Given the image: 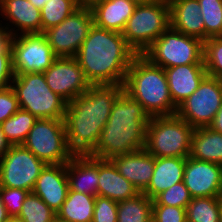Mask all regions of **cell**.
<instances>
[{"label":"cell","instance_id":"60d3db41","mask_svg":"<svg viewBox=\"0 0 222 222\" xmlns=\"http://www.w3.org/2000/svg\"><path fill=\"white\" fill-rule=\"evenodd\" d=\"M209 127L222 134V105L218 110L217 114L215 115L212 124Z\"/></svg>","mask_w":222,"mask_h":222},{"label":"cell","instance_id":"7402d4cb","mask_svg":"<svg viewBox=\"0 0 222 222\" xmlns=\"http://www.w3.org/2000/svg\"><path fill=\"white\" fill-rule=\"evenodd\" d=\"M171 27L205 41V25L198 0H169Z\"/></svg>","mask_w":222,"mask_h":222},{"label":"cell","instance_id":"e575fe53","mask_svg":"<svg viewBox=\"0 0 222 222\" xmlns=\"http://www.w3.org/2000/svg\"><path fill=\"white\" fill-rule=\"evenodd\" d=\"M29 193V191L20 188L1 187L2 201L10 217H18Z\"/></svg>","mask_w":222,"mask_h":222},{"label":"cell","instance_id":"83f0119b","mask_svg":"<svg viewBox=\"0 0 222 222\" xmlns=\"http://www.w3.org/2000/svg\"><path fill=\"white\" fill-rule=\"evenodd\" d=\"M222 196L192 198L186 208L187 222H220Z\"/></svg>","mask_w":222,"mask_h":222},{"label":"cell","instance_id":"c3c4849f","mask_svg":"<svg viewBox=\"0 0 222 222\" xmlns=\"http://www.w3.org/2000/svg\"><path fill=\"white\" fill-rule=\"evenodd\" d=\"M220 222H222V203H221Z\"/></svg>","mask_w":222,"mask_h":222},{"label":"cell","instance_id":"44dd1931","mask_svg":"<svg viewBox=\"0 0 222 222\" xmlns=\"http://www.w3.org/2000/svg\"><path fill=\"white\" fill-rule=\"evenodd\" d=\"M69 189L97 196L99 158L89 155H74L66 163Z\"/></svg>","mask_w":222,"mask_h":222},{"label":"cell","instance_id":"f6af8a7d","mask_svg":"<svg viewBox=\"0 0 222 222\" xmlns=\"http://www.w3.org/2000/svg\"><path fill=\"white\" fill-rule=\"evenodd\" d=\"M131 2H133L136 5H143V4H149V3H153L159 0H130Z\"/></svg>","mask_w":222,"mask_h":222},{"label":"cell","instance_id":"5bb4252c","mask_svg":"<svg viewBox=\"0 0 222 222\" xmlns=\"http://www.w3.org/2000/svg\"><path fill=\"white\" fill-rule=\"evenodd\" d=\"M43 74L50 89L67 103L91 86L74 57H58Z\"/></svg>","mask_w":222,"mask_h":222},{"label":"cell","instance_id":"d4e9b609","mask_svg":"<svg viewBox=\"0 0 222 222\" xmlns=\"http://www.w3.org/2000/svg\"><path fill=\"white\" fill-rule=\"evenodd\" d=\"M189 157L222 165V134L210 127L195 128Z\"/></svg>","mask_w":222,"mask_h":222},{"label":"cell","instance_id":"b9f144b4","mask_svg":"<svg viewBox=\"0 0 222 222\" xmlns=\"http://www.w3.org/2000/svg\"><path fill=\"white\" fill-rule=\"evenodd\" d=\"M10 147L11 145L4 136V133L0 125V160L3 157V155L9 150Z\"/></svg>","mask_w":222,"mask_h":222},{"label":"cell","instance_id":"ba28073f","mask_svg":"<svg viewBox=\"0 0 222 222\" xmlns=\"http://www.w3.org/2000/svg\"><path fill=\"white\" fill-rule=\"evenodd\" d=\"M204 42L171 26L142 54L163 69L179 65L204 64Z\"/></svg>","mask_w":222,"mask_h":222},{"label":"cell","instance_id":"f1b7e54d","mask_svg":"<svg viewBox=\"0 0 222 222\" xmlns=\"http://www.w3.org/2000/svg\"><path fill=\"white\" fill-rule=\"evenodd\" d=\"M37 119L30 112L19 109L0 125L10 145L16 146L23 144Z\"/></svg>","mask_w":222,"mask_h":222},{"label":"cell","instance_id":"9c48e42d","mask_svg":"<svg viewBox=\"0 0 222 222\" xmlns=\"http://www.w3.org/2000/svg\"><path fill=\"white\" fill-rule=\"evenodd\" d=\"M22 146L46 164H66L74 156L63 119H37Z\"/></svg>","mask_w":222,"mask_h":222},{"label":"cell","instance_id":"277c9868","mask_svg":"<svg viewBox=\"0 0 222 222\" xmlns=\"http://www.w3.org/2000/svg\"><path fill=\"white\" fill-rule=\"evenodd\" d=\"M123 89L143 106L150 117L176 114L177 106L170 96L165 70L153 65L143 55L133 59Z\"/></svg>","mask_w":222,"mask_h":222},{"label":"cell","instance_id":"ac0fdd59","mask_svg":"<svg viewBox=\"0 0 222 222\" xmlns=\"http://www.w3.org/2000/svg\"><path fill=\"white\" fill-rule=\"evenodd\" d=\"M118 172L131 182L139 192H143L152 179L155 157L144 148L110 159Z\"/></svg>","mask_w":222,"mask_h":222},{"label":"cell","instance_id":"bcb514c9","mask_svg":"<svg viewBox=\"0 0 222 222\" xmlns=\"http://www.w3.org/2000/svg\"><path fill=\"white\" fill-rule=\"evenodd\" d=\"M81 6H90L93 2L97 0H76Z\"/></svg>","mask_w":222,"mask_h":222},{"label":"cell","instance_id":"2e32d148","mask_svg":"<svg viewBox=\"0 0 222 222\" xmlns=\"http://www.w3.org/2000/svg\"><path fill=\"white\" fill-rule=\"evenodd\" d=\"M0 19L13 36L41 33V10L29 0H0Z\"/></svg>","mask_w":222,"mask_h":222},{"label":"cell","instance_id":"7a4b0ae2","mask_svg":"<svg viewBox=\"0 0 222 222\" xmlns=\"http://www.w3.org/2000/svg\"><path fill=\"white\" fill-rule=\"evenodd\" d=\"M136 56L122 33L93 25L74 58L91 85H123Z\"/></svg>","mask_w":222,"mask_h":222},{"label":"cell","instance_id":"cb8c5ba5","mask_svg":"<svg viewBox=\"0 0 222 222\" xmlns=\"http://www.w3.org/2000/svg\"><path fill=\"white\" fill-rule=\"evenodd\" d=\"M185 164L186 158L155 157L152 179L143 193L153 200L162 191L182 182Z\"/></svg>","mask_w":222,"mask_h":222},{"label":"cell","instance_id":"7c38bea8","mask_svg":"<svg viewBox=\"0 0 222 222\" xmlns=\"http://www.w3.org/2000/svg\"><path fill=\"white\" fill-rule=\"evenodd\" d=\"M11 50L14 75L44 73L58 58L43 33L13 36Z\"/></svg>","mask_w":222,"mask_h":222},{"label":"cell","instance_id":"f35d334b","mask_svg":"<svg viewBox=\"0 0 222 222\" xmlns=\"http://www.w3.org/2000/svg\"><path fill=\"white\" fill-rule=\"evenodd\" d=\"M13 78L12 53H0V90L10 87Z\"/></svg>","mask_w":222,"mask_h":222},{"label":"cell","instance_id":"30bf717a","mask_svg":"<svg viewBox=\"0 0 222 222\" xmlns=\"http://www.w3.org/2000/svg\"><path fill=\"white\" fill-rule=\"evenodd\" d=\"M222 105V80L206 75L198 88L177 107L176 115L194 129L209 127Z\"/></svg>","mask_w":222,"mask_h":222},{"label":"cell","instance_id":"8d00e7d4","mask_svg":"<svg viewBox=\"0 0 222 222\" xmlns=\"http://www.w3.org/2000/svg\"><path fill=\"white\" fill-rule=\"evenodd\" d=\"M152 222H187L186 208L153 205Z\"/></svg>","mask_w":222,"mask_h":222},{"label":"cell","instance_id":"ab89813d","mask_svg":"<svg viewBox=\"0 0 222 222\" xmlns=\"http://www.w3.org/2000/svg\"><path fill=\"white\" fill-rule=\"evenodd\" d=\"M12 37L11 32L0 23V53H12Z\"/></svg>","mask_w":222,"mask_h":222},{"label":"cell","instance_id":"603a6c76","mask_svg":"<svg viewBox=\"0 0 222 222\" xmlns=\"http://www.w3.org/2000/svg\"><path fill=\"white\" fill-rule=\"evenodd\" d=\"M140 192L122 176L110 159H99L97 195L118 202L135 197Z\"/></svg>","mask_w":222,"mask_h":222},{"label":"cell","instance_id":"6da1fadb","mask_svg":"<svg viewBox=\"0 0 222 222\" xmlns=\"http://www.w3.org/2000/svg\"><path fill=\"white\" fill-rule=\"evenodd\" d=\"M124 91L123 85H91L67 103L64 124L69 150L74 155H89L96 147L113 104Z\"/></svg>","mask_w":222,"mask_h":222},{"label":"cell","instance_id":"d6a6232c","mask_svg":"<svg viewBox=\"0 0 222 222\" xmlns=\"http://www.w3.org/2000/svg\"><path fill=\"white\" fill-rule=\"evenodd\" d=\"M203 61L207 75L222 80V37L204 41Z\"/></svg>","mask_w":222,"mask_h":222},{"label":"cell","instance_id":"4dcf8cb0","mask_svg":"<svg viewBox=\"0 0 222 222\" xmlns=\"http://www.w3.org/2000/svg\"><path fill=\"white\" fill-rule=\"evenodd\" d=\"M18 218L23 222H57L56 212L32 192L25 198Z\"/></svg>","mask_w":222,"mask_h":222},{"label":"cell","instance_id":"8992f818","mask_svg":"<svg viewBox=\"0 0 222 222\" xmlns=\"http://www.w3.org/2000/svg\"><path fill=\"white\" fill-rule=\"evenodd\" d=\"M11 87L20 109L38 119H64L67 102L50 89L43 73L16 74Z\"/></svg>","mask_w":222,"mask_h":222},{"label":"cell","instance_id":"9a60e30c","mask_svg":"<svg viewBox=\"0 0 222 222\" xmlns=\"http://www.w3.org/2000/svg\"><path fill=\"white\" fill-rule=\"evenodd\" d=\"M183 182L192 198L222 196V165L187 157Z\"/></svg>","mask_w":222,"mask_h":222},{"label":"cell","instance_id":"e0dca14e","mask_svg":"<svg viewBox=\"0 0 222 222\" xmlns=\"http://www.w3.org/2000/svg\"><path fill=\"white\" fill-rule=\"evenodd\" d=\"M68 190L66 164H47L37 178L32 193L57 213L66 200Z\"/></svg>","mask_w":222,"mask_h":222},{"label":"cell","instance_id":"7bdbcfd3","mask_svg":"<svg viewBox=\"0 0 222 222\" xmlns=\"http://www.w3.org/2000/svg\"><path fill=\"white\" fill-rule=\"evenodd\" d=\"M10 216L8 215L7 209L4 206L1 196V187H0V222H6Z\"/></svg>","mask_w":222,"mask_h":222},{"label":"cell","instance_id":"4316f807","mask_svg":"<svg viewBox=\"0 0 222 222\" xmlns=\"http://www.w3.org/2000/svg\"><path fill=\"white\" fill-rule=\"evenodd\" d=\"M153 200L140 192L135 197L118 202L117 222H152Z\"/></svg>","mask_w":222,"mask_h":222},{"label":"cell","instance_id":"d590c367","mask_svg":"<svg viewBox=\"0 0 222 222\" xmlns=\"http://www.w3.org/2000/svg\"><path fill=\"white\" fill-rule=\"evenodd\" d=\"M117 208L116 201L97 195L92 222H117Z\"/></svg>","mask_w":222,"mask_h":222},{"label":"cell","instance_id":"74e56055","mask_svg":"<svg viewBox=\"0 0 222 222\" xmlns=\"http://www.w3.org/2000/svg\"><path fill=\"white\" fill-rule=\"evenodd\" d=\"M20 109L14 89L10 86L0 90V124Z\"/></svg>","mask_w":222,"mask_h":222},{"label":"cell","instance_id":"ee69618b","mask_svg":"<svg viewBox=\"0 0 222 222\" xmlns=\"http://www.w3.org/2000/svg\"><path fill=\"white\" fill-rule=\"evenodd\" d=\"M33 6L38 8L39 10L42 9V7L50 0H29Z\"/></svg>","mask_w":222,"mask_h":222},{"label":"cell","instance_id":"8fae6325","mask_svg":"<svg viewBox=\"0 0 222 222\" xmlns=\"http://www.w3.org/2000/svg\"><path fill=\"white\" fill-rule=\"evenodd\" d=\"M94 25L89 6H80L60 24L43 32L57 57H75Z\"/></svg>","mask_w":222,"mask_h":222},{"label":"cell","instance_id":"d6986e66","mask_svg":"<svg viewBox=\"0 0 222 222\" xmlns=\"http://www.w3.org/2000/svg\"><path fill=\"white\" fill-rule=\"evenodd\" d=\"M173 103L178 107L207 75L204 64L179 65L164 69Z\"/></svg>","mask_w":222,"mask_h":222},{"label":"cell","instance_id":"484cf974","mask_svg":"<svg viewBox=\"0 0 222 222\" xmlns=\"http://www.w3.org/2000/svg\"><path fill=\"white\" fill-rule=\"evenodd\" d=\"M96 196L68 190L66 200L56 213L57 222H92Z\"/></svg>","mask_w":222,"mask_h":222},{"label":"cell","instance_id":"5b68a950","mask_svg":"<svg viewBox=\"0 0 222 222\" xmlns=\"http://www.w3.org/2000/svg\"><path fill=\"white\" fill-rule=\"evenodd\" d=\"M193 132L194 128L176 114L151 117L144 149L154 157L187 158Z\"/></svg>","mask_w":222,"mask_h":222},{"label":"cell","instance_id":"836d02e7","mask_svg":"<svg viewBox=\"0 0 222 222\" xmlns=\"http://www.w3.org/2000/svg\"><path fill=\"white\" fill-rule=\"evenodd\" d=\"M192 197L184 182L172 185L167 190L162 191L153 199V205H167L187 208Z\"/></svg>","mask_w":222,"mask_h":222},{"label":"cell","instance_id":"f546056e","mask_svg":"<svg viewBox=\"0 0 222 222\" xmlns=\"http://www.w3.org/2000/svg\"><path fill=\"white\" fill-rule=\"evenodd\" d=\"M81 5L76 0H50L41 9V33L60 24Z\"/></svg>","mask_w":222,"mask_h":222},{"label":"cell","instance_id":"7dc6e473","mask_svg":"<svg viewBox=\"0 0 222 222\" xmlns=\"http://www.w3.org/2000/svg\"><path fill=\"white\" fill-rule=\"evenodd\" d=\"M6 222H23V221L18 217H10Z\"/></svg>","mask_w":222,"mask_h":222},{"label":"cell","instance_id":"1f68e13d","mask_svg":"<svg viewBox=\"0 0 222 222\" xmlns=\"http://www.w3.org/2000/svg\"><path fill=\"white\" fill-rule=\"evenodd\" d=\"M205 25V41L222 37V0H198Z\"/></svg>","mask_w":222,"mask_h":222},{"label":"cell","instance_id":"ffe728a7","mask_svg":"<svg viewBox=\"0 0 222 222\" xmlns=\"http://www.w3.org/2000/svg\"><path fill=\"white\" fill-rule=\"evenodd\" d=\"M136 6L130 0H97L89 7L95 26L122 33Z\"/></svg>","mask_w":222,"mask_h":222},{"label":"cell","instance_id":"4fadbf2b","mask_svg":"<svg viewBox=\"0 0 222 222\" xmlns=\"http://www.w3.org/2000/svg\"><path fill=\"white\" fill-rule=\"evenodd\" d=\"M47 164L22 145L11 146L0 160V187L32 192Z\"/></svg>","mask_w":222,"mask_h":222},{"label":"cell","instance_id":"52a82bcc","mask_svg":"<svg viewBox=\"0 0 222 222\" xmlns=\"http://www.w3.org/2000/svg\"><path fill=\"white\" fill-rule=\"evenodd\" d=\"M170 26L169 2L159 0L137 5L122 35L137 55H142Z\"/></svg>","mask_w":222,"mask_h":222},{"label":"cell","instance_id":"3957f363","mask_svg":"<svg viewBox=\"0 0 222 222\" xmlns=\"http://www.w3.org/2000/svg\"><path fill=\"white\" fill-rule=\"evenodd\" d=\"M150 119L143 106L123 91L113 104L99 141L89 156L111 159L145 148Z\"/></svg>","mask_w":222,"mask_h":222}]
</instances>
